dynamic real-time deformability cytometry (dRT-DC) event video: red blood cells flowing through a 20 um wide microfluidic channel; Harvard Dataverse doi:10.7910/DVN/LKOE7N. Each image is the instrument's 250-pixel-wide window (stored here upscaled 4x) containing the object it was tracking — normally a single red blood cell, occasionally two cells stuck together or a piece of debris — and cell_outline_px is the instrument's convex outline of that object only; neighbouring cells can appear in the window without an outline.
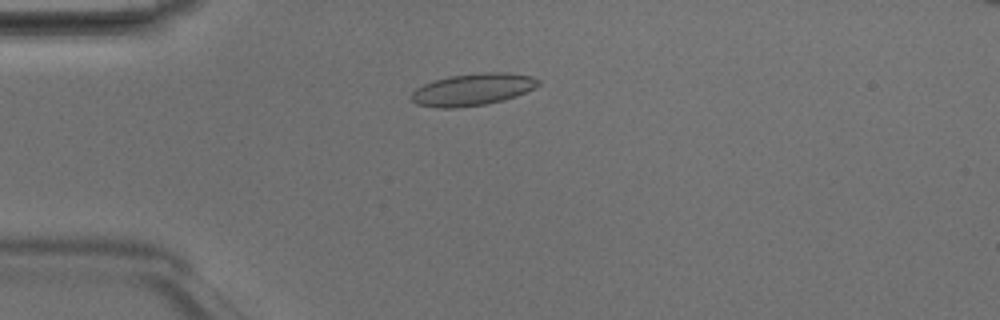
{"species": "Egyptian fruit bat (a non-hibernating species)", "species_latin": "Rousettus aegyptiacus", "temperature_condition": "room temperature", "stored_images_in_passage": 49, "camera_frame_rate_fps": 3000, "um_per_image_px": 0.085, "animal": {"sex": "male"}, "frame": {"image": 1, "passage_image": 13, "time_ms": 4.0, "image_size_px": [1000, 320], "cell_outline_px": [[540, 84], [536, 88], [516, 96], [504, 100], [484, 104], [456, 108], [436, 108], [416, 104], [408, 96], [416, 88], [424, 84], [448, 76], [480, 72], [504, 72], [532, 76], [540, 80]], "centroid_in_image_um": [40.18, 7.61], "position_along_channel_um": 44.8, "area_um2": 23.93}}
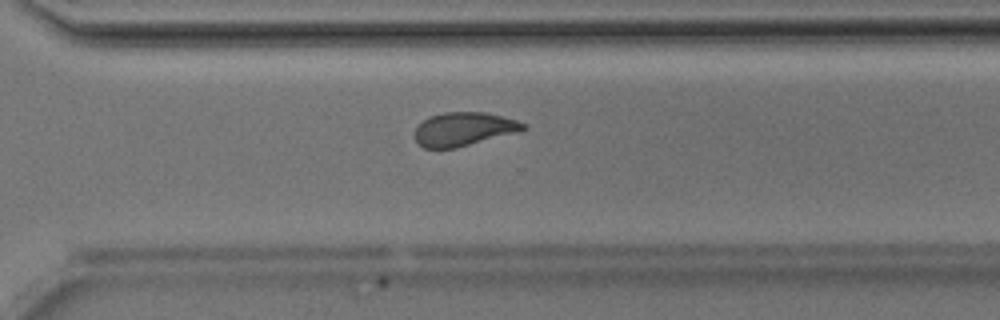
{"frame": {"image": 2, "passage_image": 35, "time_ms": 11.333, "image_size_px": [1000, 320], "cell_outline_px": [[528, 128], [520, 132], [456, 148], [424, 148], [416, 140], [416, 128], [424, 120], [432, 116], [444, 112], [484, 112], [516, 120], [524, 124]], "centroid_in_image_um": [39.46, 10.98], "position_along_channel_um": 331.1, "area_um2": 21.04}}
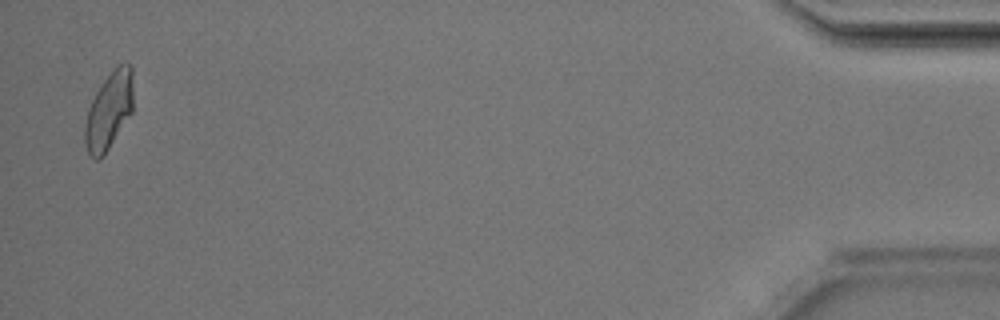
{"frame": {"image": 3, "passage_image": 48, "time_ms": 15.667, "image_size_px": [1000, 320], "cell_outline_px": [[132, 112], [100, 160], [96, 160], [88, 152], [84, 144], [84, 124], [88, 108], [96, 92], [104, 80], [120, 64], [132, 64]], "centroid_in_image_um": [9.24, 9.43], "position_along_channel_um": 426.0, "area_um2": 21.39}, "authors_computed_cell_mechanics": {"area_um2": 21.9062, "velocity_mm_per_s": 4.1847, "shape_relaxation_time_tau1_ms": 9.8316, "shape_relaxation_time_tau2_ms": 1.444, "deformation_change_tau1": 0.2275, "deformation_change_tau2": 0.0734}}